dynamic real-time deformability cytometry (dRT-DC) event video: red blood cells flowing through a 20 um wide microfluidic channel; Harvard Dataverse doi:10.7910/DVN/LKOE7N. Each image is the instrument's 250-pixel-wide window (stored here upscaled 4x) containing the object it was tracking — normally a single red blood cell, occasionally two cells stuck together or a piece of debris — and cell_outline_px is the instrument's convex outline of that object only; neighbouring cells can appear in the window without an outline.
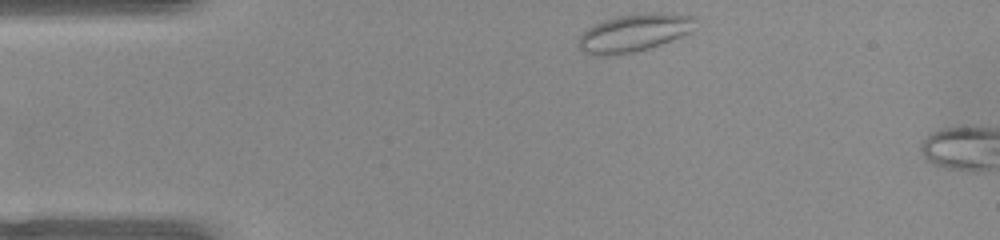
{"species": "common noctule bat (a hibernating species)", "species_latin": "Nyctalus noctula", "temperature_condition": "warm", "stored_images_in_passage": 4, "camera_frame_rate_fps": 3000, "um_per_image_px": 0.085, "animal": {"sex": "female", "body_mass_g": 22.0, "forearm_length_mm": 56.7}, "frame": {"image": 1, "passage_image": 1, "time_ms": 0.0, "image_size_px": [1000, 240], "cell_outline_px": [[696, 20], [688, 32], [672, 40], [636, 52], [608, 56], [592, 56], [584, 52], [576, 44], [580, 36], [588, 28], [604, 20], [620, 16], [652, 12], [664, 12], [696, 16]], "centroid_in_image_um": [53.86, 2.8], "position_along_channel_um": 31.1, "area_um2": 25.55}}